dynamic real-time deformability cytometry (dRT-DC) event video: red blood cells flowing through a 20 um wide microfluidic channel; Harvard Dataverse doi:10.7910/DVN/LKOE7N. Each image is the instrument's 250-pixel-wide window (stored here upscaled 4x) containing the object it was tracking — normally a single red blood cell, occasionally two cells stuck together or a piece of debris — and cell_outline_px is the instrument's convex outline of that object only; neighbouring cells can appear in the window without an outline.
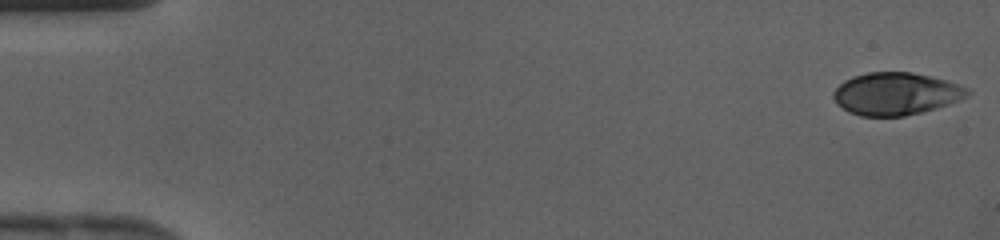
{"species": "human", "species_latin": "Homo sapiens", "temperature_condition": "cold", "stored_images_in_passage": 42, "camera_frame_rate_fps": 3000, "um_per_image_px": 0.085, "donor": {"sex": "female"}, "frame": {"image": 1, "passage_image": 1, "time_ms": 0.0, "image_size_px": [1000, 240], "cell_outline_px": [[972, 92], [968, 96], [948, 104], [936, 108], [904, 116], [860, 116], [848, 112], [836, 104], [832, 96], [832, 92], [844, 80], [852, 76], [868, 72], [912, 72], [948, 80], [960, 84], [968, 88]], "centroid_in_image_um": [76.14, 7.96], "position_along_channel_um": 8.9, "area_um2": 33.41}}
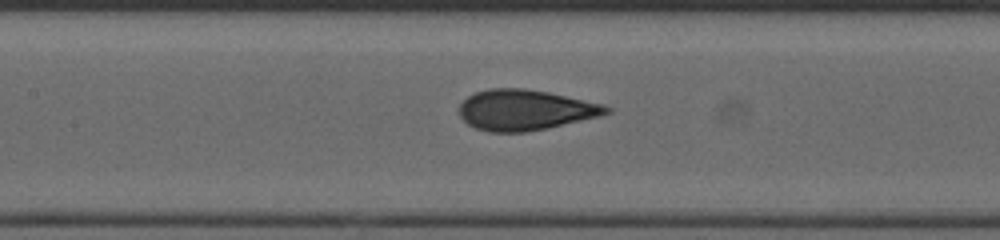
{"frame": {"image": 2, "passage_image": 20, "time_ms": 6.333, "image_size_px": [1000, 240], "cell_outline_px": [[612, 112], [600, 116], [548, 128], [524, 132], [488, 132], [476, 128], [468, 124], [460, 116], [460, 104], [468, 96], [476, 92], [488, 88], [524, 88], [548, 92], [604, 104], [612, 108]], "centroid_in_image_um": [44.66, 9.35], "position_along_channel_um": 162.7, "area_um2": 34.8}}
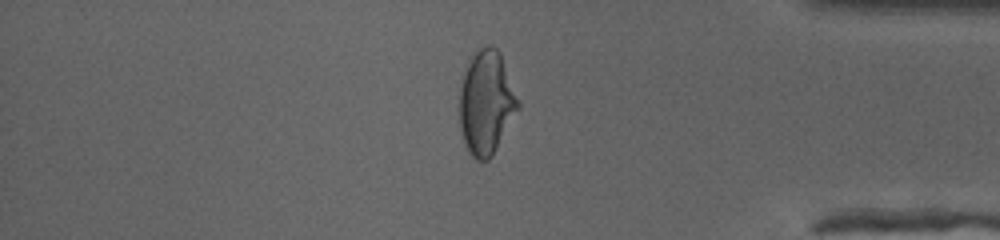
{"frame": {"image": 3, "passage_image": 36, "time_ms": 11.667, "image_size_px": [1000, 240], "cell_outline_px": [[520, 108], [492, 156], [488, 160], [476, 160], [468, 152], [460, 132], [460, 88], [468, 56], [480, 48], [488, 44], [492, 44], [500, 52], [520, 100]], "centroid_in_image_um": [41.34, 8.69], "position_along_channel_um": 393.9, "area_um2": 36.01}}